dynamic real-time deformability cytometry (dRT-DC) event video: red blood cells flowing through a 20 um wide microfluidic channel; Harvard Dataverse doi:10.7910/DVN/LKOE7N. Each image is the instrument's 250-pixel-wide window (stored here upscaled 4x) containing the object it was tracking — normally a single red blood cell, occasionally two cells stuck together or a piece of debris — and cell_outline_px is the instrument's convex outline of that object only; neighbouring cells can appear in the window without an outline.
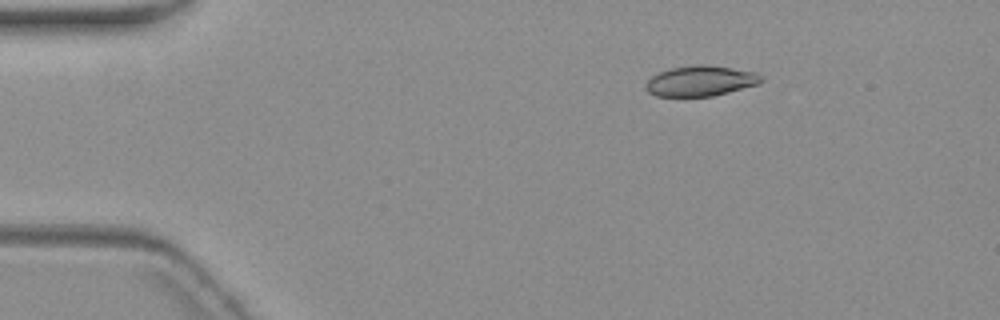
{"species": "common noctule bat (a hibernating species)", "species_latin": "Nyctalus noctula", "temperature_condition": "warm", "stored_images_in_passage": 3, "camera_frame_rate_fps": 3000, "um_per_image_px": 0.085, "animal": {"sex": "female", "body_mass_g": 19.3, "forearm_length_mm": 54.1}, "frame": {"image": 1, "passage_image": 1, "time_ms": 0.0, "image_size_px": [1000, 320], "cell_outline_px": [[764, 80], [760, 84], [712, 96], [656, 96], [648, 92], [644, 88], [644, 84], [652, 76], [668, 68], [696, 64], [704, 64], [732, 68], [756, 72]], "centroid_in_image_um": [59.53, 6.87], "position_along_channel_um": 25.5, "area_um2": 20.58}}